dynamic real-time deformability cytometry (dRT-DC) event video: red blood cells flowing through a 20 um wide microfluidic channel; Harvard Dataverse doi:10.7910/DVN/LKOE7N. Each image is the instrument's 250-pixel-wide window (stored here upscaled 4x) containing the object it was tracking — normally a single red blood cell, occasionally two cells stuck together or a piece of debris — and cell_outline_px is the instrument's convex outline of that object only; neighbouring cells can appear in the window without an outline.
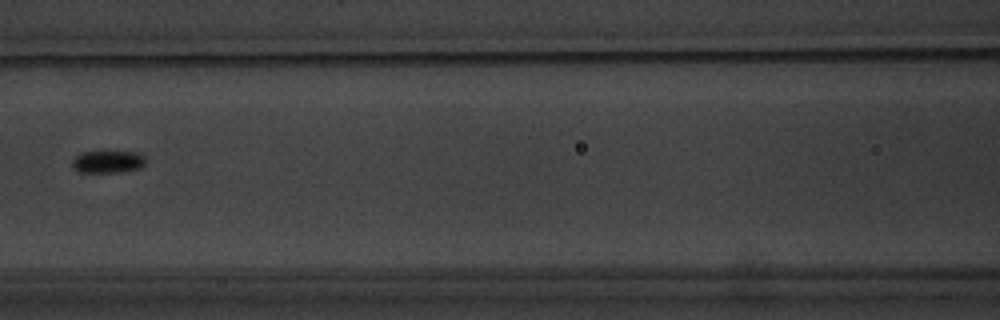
{"species": "common noctule bat (a hibernating species)", "species_latin": "Nyctalus noctula", "temperature_condition": "warm", "stored_images_in_passage": 8, "camera_frame_rate_fps": 3000, "um_per_image_px": 0.085, "animal": {"sex": "male", "body_mass_g": 20.1, "forearm_length_mm": 53.5}, "frame": {"image": 1, "passage_image": 8, "time_ms": 8.667, "image_size_px": [1000, 320], "cell_outline_px": [[144, 164], [140, 168], [120, 172], [80, 172], [72, 168], [72, 160], [80, 152], [104, 148], [140, 152], [144, 156]], "centroid_in_image_um": [9.15, 13.67], "position_along_channel_um": 157.5, "area_um2": 10.4}}